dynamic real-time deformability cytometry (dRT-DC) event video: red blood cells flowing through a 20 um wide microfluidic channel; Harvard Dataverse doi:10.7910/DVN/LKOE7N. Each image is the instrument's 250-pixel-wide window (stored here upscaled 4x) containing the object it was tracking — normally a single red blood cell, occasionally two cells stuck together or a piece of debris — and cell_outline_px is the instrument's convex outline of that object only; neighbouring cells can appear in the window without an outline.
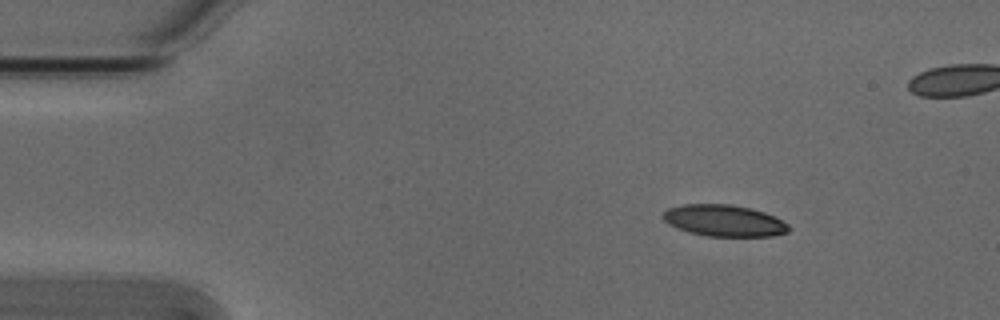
{"species": "Egyptian fruit bat (a non-hibernating species)", "species_latin": "Rousettus aegyptiacus", "temperature_condition": "cold", "stored_images_in_passage": 2, "camera_frame_rate_fps": 3000, "um_per_image_px": 0.085, "animal": {"sex": "male"}, "frame": {"image": 1, "passage_image": 2, "time_ms": 0.333, "image_size_px": [1000, 320], "cell_outline_px": [[792, 228], [788, 232], [772, 236], [704, 236], [688, 232], [676, 228], [668, 224], [664, 220], [664, 212], [668, 208], [684, 204], [732, 204], [764, 212], [788, 224]], "centroid_in_image_um": [61.53, 18.76], "position_along_channel_um": 23.5, "area_um2": 23.06}}